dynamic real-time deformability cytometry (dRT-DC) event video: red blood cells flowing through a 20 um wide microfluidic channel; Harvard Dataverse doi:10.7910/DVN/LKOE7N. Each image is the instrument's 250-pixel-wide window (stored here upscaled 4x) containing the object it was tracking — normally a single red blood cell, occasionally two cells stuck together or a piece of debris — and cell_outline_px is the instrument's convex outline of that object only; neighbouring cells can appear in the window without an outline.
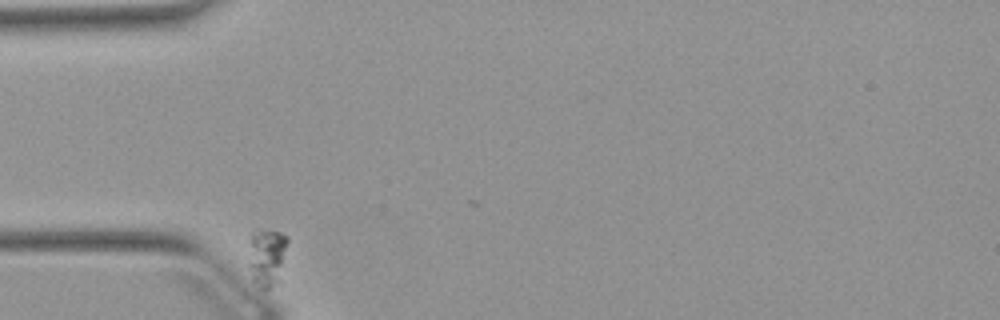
{"species": "Egyptian fruit bat (a non-hibernating species)", "species_latin": "Rousettus aegyptiacus", "temperature_condition": "warm", "stored_images_in_passage": 36, "camera_frame_rate_fps": 3000, "um_per_image_px": 0.085, "animal": {"sex": "female"}, "frame": {"image": 1, "passage_image": 1, "time_ms": 0.0, "image_size_px": [1000, 320], "cell_outline_px": [[288, 240], [280, 284], [268, 288], [260, 288], [252, 280], [248, 264], [252, 228], [268, 228], [280, 232], [288, 236]], "centroid_in_image_um": [22.7, 21.82], "position_along_channel_um": 62.3, "area_um2": 13.93}}
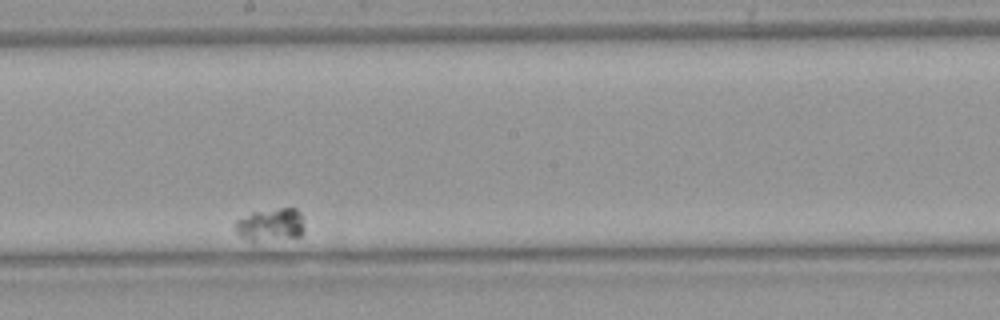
{"frame": {"image": 2, "passage_image": 21, "time_ms": 6.667, "image_size_px": [1000, 320], "cell_outline_px": [[304, 232], [300, 236], [256, 240], [252, 240], [240, 236], [236, 232], [236, 220], [252, 212], [280, 208], [296, 208], [304, 216]], "centroid_in_image_um": [23.06, 19.06], "position_along_channel_um": 225.1, "area_um2": 13.01}}
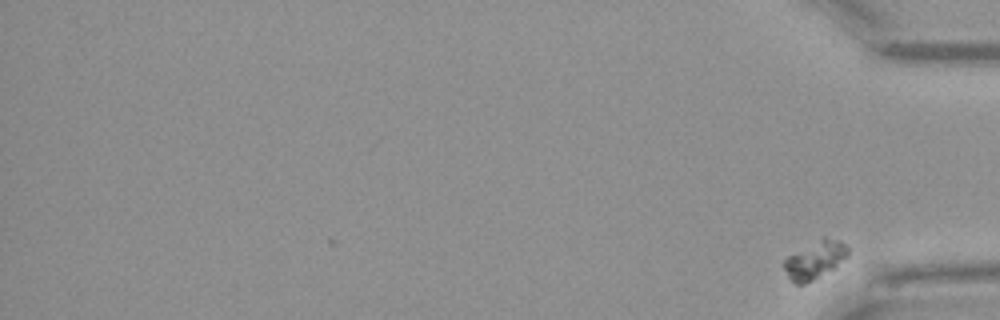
{"frame": {"image": 3, "passage_image": 36, "time_ms": 11.667, "image_size_px": [1000, 320], "cell_outline_px": [[848, 256], [836, 268], [804, 284], [796, 284], [788, 276], [784, 268], [784, 260], [788, 256], [824, 236], [840, 240], [848, 248]], "centroid_in_image_um": [69.31, 22.09], "position_along_channel_um": 365.9, "area_um2": 13.93}}